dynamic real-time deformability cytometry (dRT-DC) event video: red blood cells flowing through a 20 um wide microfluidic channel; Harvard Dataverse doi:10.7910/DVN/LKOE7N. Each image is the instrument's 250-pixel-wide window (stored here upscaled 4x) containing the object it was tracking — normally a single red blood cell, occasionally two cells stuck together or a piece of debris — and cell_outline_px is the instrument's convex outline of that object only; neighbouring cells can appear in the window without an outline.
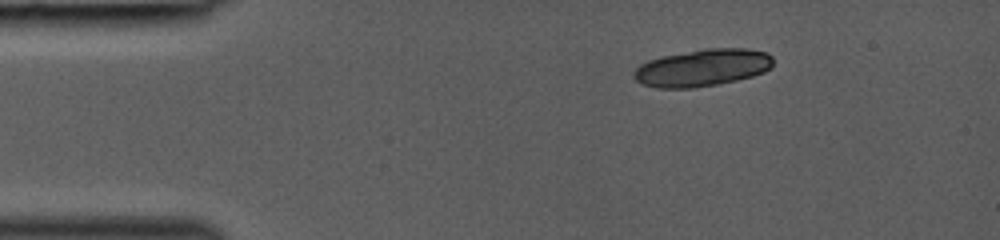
{"species": "common noctule bat (a hibernating species)", "species_latin": "Nyctalus noctula", "temperature_condition": "room temperature", "stored_images_in_passage": 36, "camera_frame_rate_fps": 3000, "um_per_image_px": 0.085, "animal": {"sex": "female", "body_mass_g": 19.0, "forearm_length_mm": 53.3}, "frame": {"image": 1, "passage_image": 1, "time_ms": 0.0, "image_size_px": [1000, 240], "cell_outline_px": [[772, 68], [764, 72], [752, 76], [736, 80], [716, 84], [692, 88], [656, 88], [644, 84], [636, 80], [632, 72], [640, 64], [648, 60], [664, 56], [704, 48], [748, 48], [768, 52], [772, 56]], "centroid_in_image_um": [59.73, 5.75], "position_along_channel_um": 25.3, "area_um2": 30.23}}
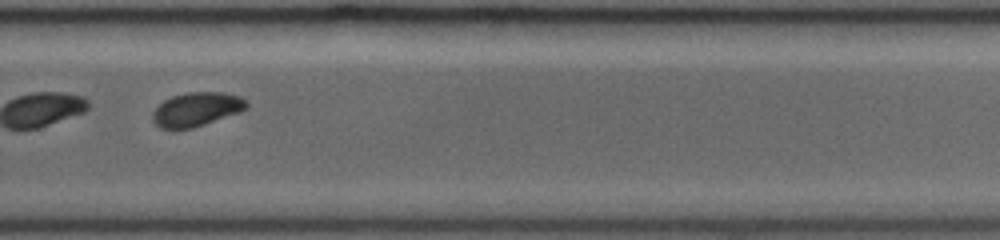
{"frame": {"image": 2, "passage_image": 25, "time_ms": 8.0, "image_size_px": [1000, 240], "cell_outline_px": [[248, 108], [240, 112], [192, 128], [160, 128], [152, 120], [152, 112], [164, 100], [172, 96], [188, 92], [224, 92], [240, 96], [248, 104]], "centroid_in_image_um": [16.71, 9.28], "position_along_channel_um": 313.1, "area_um2": 18.44}}
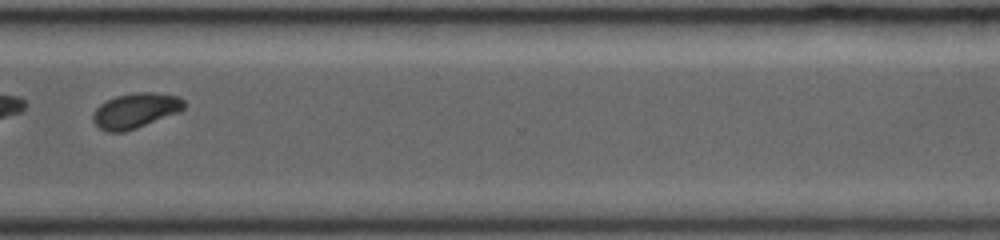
{"frame": {"image": 3, "passage_image": 28, "time_ms": 9.0, "image_size_px": [1000, 240], "cell_outline_px": [[184, 108], [180, 112], [136, 128], [124, 132], [108, 132], [100, 128], [92, 120], [92, 116], [96, 108], [100, 104], [116, 96], [140, 92], [152, 92], [180, 96], [184, 100]], "centroid_in_image_um": [11.53, 9.4], "position_along_channel_um": 359.1, "area_um2": 18.55}}